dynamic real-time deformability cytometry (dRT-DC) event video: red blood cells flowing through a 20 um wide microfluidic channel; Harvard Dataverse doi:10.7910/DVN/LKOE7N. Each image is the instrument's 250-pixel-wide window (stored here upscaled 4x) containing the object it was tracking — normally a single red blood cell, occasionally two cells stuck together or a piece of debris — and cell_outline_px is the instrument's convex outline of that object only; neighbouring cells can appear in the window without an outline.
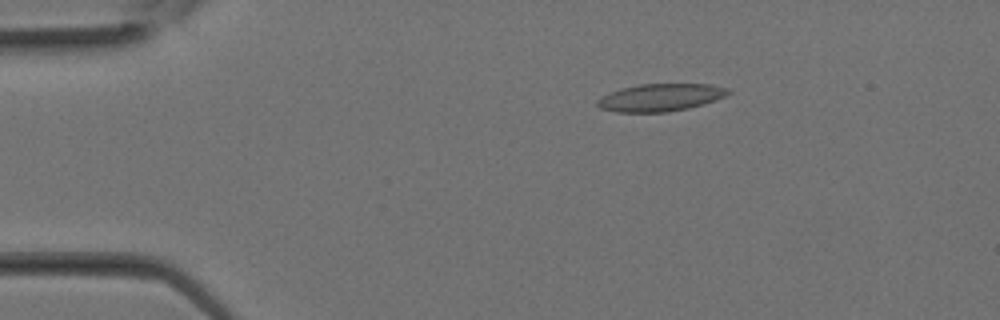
{"species": "Egyptian fruit bat (a non-hibernating species)", "species_latin": "Rousettus aegyptiacus", "temperature_condition": "room temperature", "stored_images_in_passage": 31, "camera_frame_rate_fps": 3000, "um_per_image_px": 0.085, "animal": {"sex": "female"}, "frame": {"image": 1, "passage_image": 6, "time_ms": 1.667, "image_size_px": [1000, 320], "cell_outline_px": [[732, 92], [716, 100], [704, 104], [688, 108], [668, 112], [616, 112], [600, 108], [596, 104], [596, 100], [600, 96], [620, 88], [640, 84], [708, 84], [728, 88]], "centroid_in_image_um": [56.11, 8.28], "position_along_channel_um": 28.9, "area_um2": 21.1}}
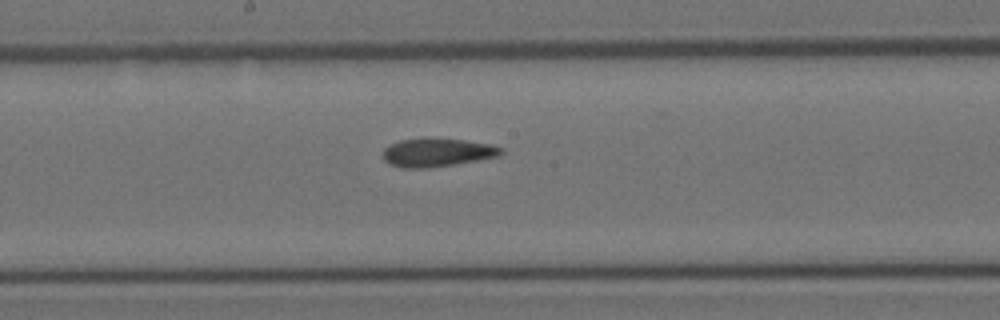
{"frame": {"image": 2, "passage_image": 17, "time_ms": 5.333, "image_size_px": [1000, 320], "cell_outline_px": [[504, 152], [500, 156], [428, 168], [404, 168], [392, 164], [384, 160], [384, 148], [388, 144], [400, 140], [424, 136], [464, 140], [492, 144], [504, 148]], "centroid_in_image_um": [37.17, 12.92], "position_along_channel_um": 211.0, "area_um2": 19.88}}
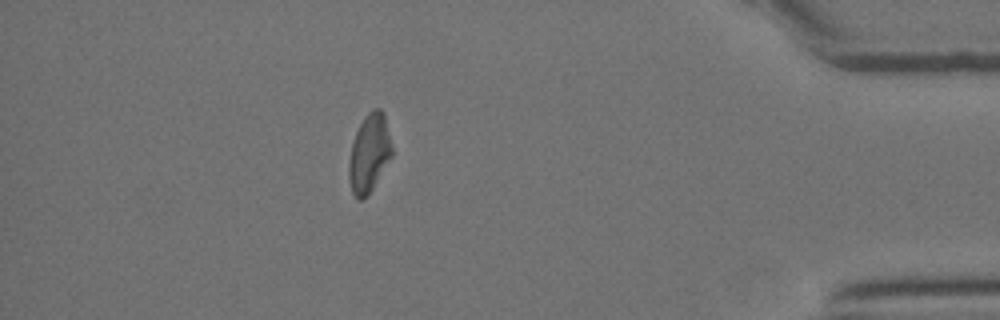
{"frame": {"image": 3, "passage_image": 28, "time_ms": 9.0, "image_size_px": [1000, 320], "cell_outline_px": [[392, 156], [368, 196], [360, 200], [356, 200], [352, 192], [348, 176], [348, 164], [352, 144], [356, 132], [364, 116], [372, 108], [380, 108], [384, 112], [392, 148]], "centroid_in_image_um": [31.38, 13.04], "position_along_channel_um": 403.8, "area_um2": 19.71}}